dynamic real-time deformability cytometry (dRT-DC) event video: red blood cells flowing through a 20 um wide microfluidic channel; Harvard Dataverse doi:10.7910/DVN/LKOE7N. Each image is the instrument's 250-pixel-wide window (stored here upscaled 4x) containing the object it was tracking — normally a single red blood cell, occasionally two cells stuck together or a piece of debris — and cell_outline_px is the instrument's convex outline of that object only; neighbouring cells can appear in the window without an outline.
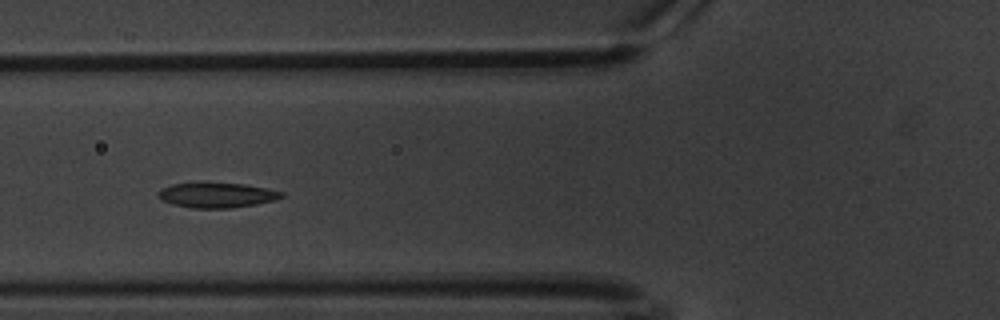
{"species": "common noctule bat (a hibernating species)", "species_latin": "Nyctalus noctula", "temperature_condition": "warm", "stored_images_in_passage": 55, "camera_frame_rate_fps": 3000, "um_per_image_px": 0.085, "animal": {"sex": "male", "body_mass_g": 20.1, "forearm_length_mm": 53.5}, "frame": {"image": 1, "passage_image": 18, "time_ms": 5.667, "image_size_px": [1000, 320], "cell_outline_px": [[284, 196], [276, 200], [256, 204], [232, 208], [192, 208], [172, 204], [160, 200], [156, 192], [160, 188], [172, 184], [244, 184], [268, 188], [284, 192]], "centroid_in_image_um": [18.43, 16.6], "position_along_channel_um": 107.4, "area_um2": 17.86}}
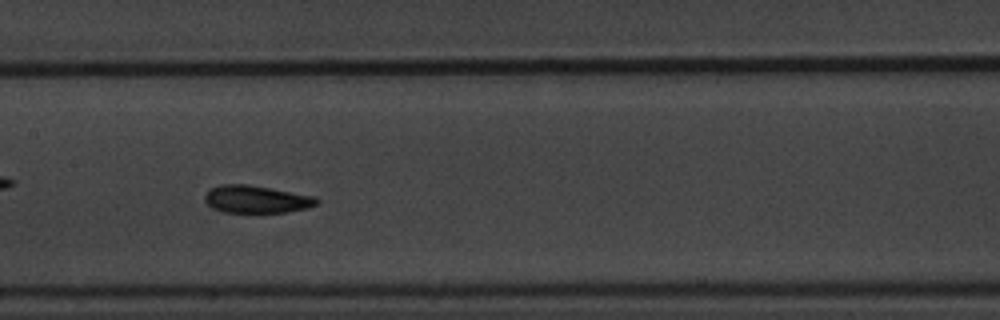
{"frame": {"image": 2, "passage_image": 25, "time_ms": 8.0, "image_size_px": [1000, 320], "cell_outline_px": [[320, 200], [316, 204], [308, 208], [288, 212], [224, 212], [212, 208], [204, 200], [204, 196], [212, 188], [220, 184], [248, 184], [272, 188], [316, 196]], "centroid_in_image_um": [21.82, 16.93], "position_along_channel_um": 185.6, "area_um2": 18.03}}
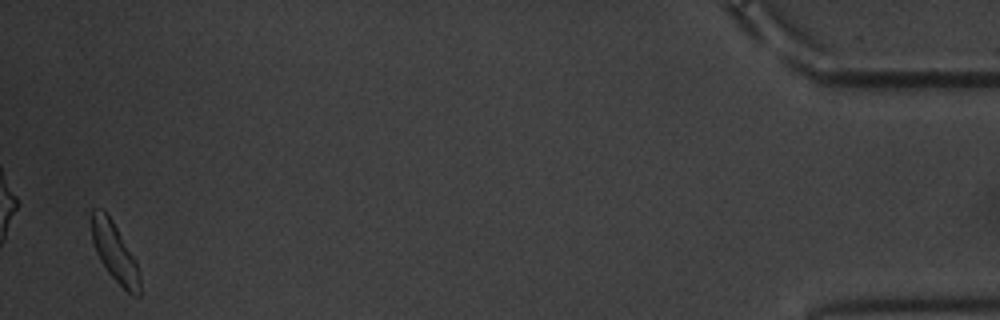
{"frame": {"image": 3, "passage_image": 54, "time_ms": 17.667, "image_size_px": [1000, 320], "cell_outline_px": [[140, 296], [136, 296], [128, 292], [108, 272], [100, 260], [96, 252], [92, 240], [92, 208], [100, 208], [112, 220], [136, 260], [140, 276]], "centroid_in_image_um": [9.76, 21.45], "position_along_channel_um": 425.4, "area_um2": 16.24}, "authors_computed_cell_mechanics": {"area_um2": 17.9758, "velocity_mm_per_s": 3.3367, "shape_relaxation_time_tau1_ms": 3.1876, "shape_relaxation_time_tau2_ms": 3.8689, "deformation_change_tau1": 0.1037, "deformation_change_tau2": 0.0945}}